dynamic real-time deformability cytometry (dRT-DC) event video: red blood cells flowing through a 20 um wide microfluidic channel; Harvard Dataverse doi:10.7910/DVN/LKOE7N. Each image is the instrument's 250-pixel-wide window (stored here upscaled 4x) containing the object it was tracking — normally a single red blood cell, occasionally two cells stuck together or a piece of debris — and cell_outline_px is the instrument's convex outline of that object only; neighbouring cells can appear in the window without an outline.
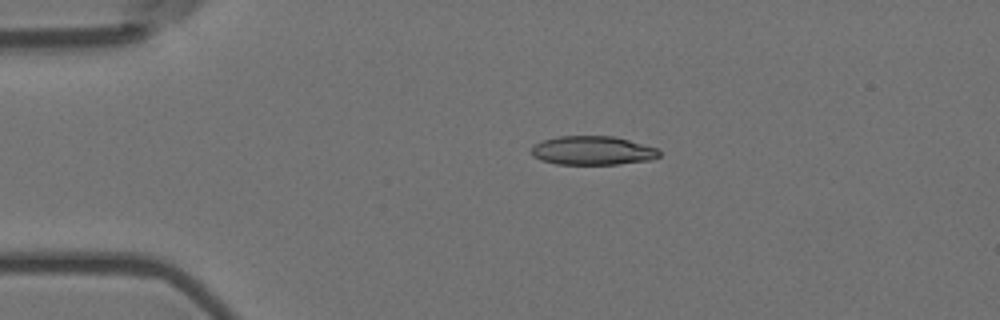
{"species": "Egyptian fruit bat (a non-hibernating species)", "species_latin": "Rousettus aegyptiacus", "temperature_condition": "room temperature", "stored_images_in_passage": 2, "camera_frame_rate_fps": 3000, "um_per_image_px": 0.085, "animal": {"sex": "female"}, "frame": {"image": 1, "passage_image": 1, "time_ms": 0.0, "image_size_px": [1000, 320], "cell_outline_px": [[660, 156], [652, 160], [620, 164], [556, 164], [540, 160], [532, 156], [532, 144], [556, 136], [612, 136], [628, 140], [656, 148], [660, 152]], "centroid_in_image_um": [50.34, 12.8], "position_along_channel_um": 34.7, "area_um2": 21.56}}